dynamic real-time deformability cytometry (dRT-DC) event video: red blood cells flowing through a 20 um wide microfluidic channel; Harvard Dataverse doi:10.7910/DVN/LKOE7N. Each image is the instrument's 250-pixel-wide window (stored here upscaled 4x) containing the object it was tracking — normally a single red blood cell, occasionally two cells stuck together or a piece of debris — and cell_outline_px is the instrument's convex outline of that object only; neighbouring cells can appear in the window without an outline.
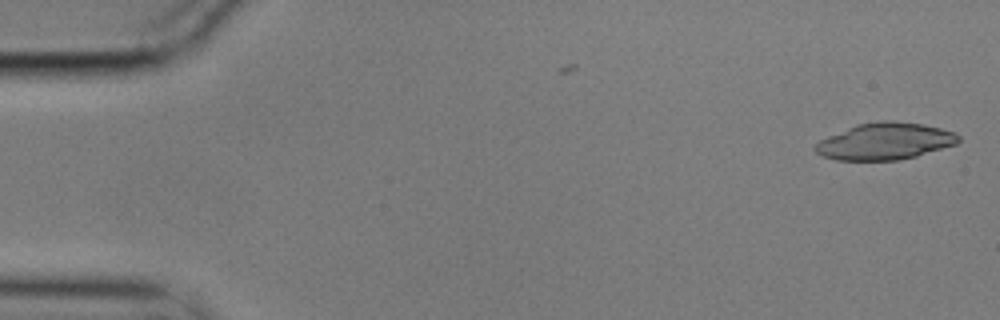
{"species": "common noctule bat (a hibernating species)", "species_latin": "Nyctalus noctula", "temperature_condition": "cold", "stored_images_in_passage": 8, "camera_frame_rate_fps": 3000, "um_per_image_px": 0.085, "animal": {"sex": "male", "body_mass_g": 17.9}, "frame": {"image": 1, "passage_image": 1, "time_ms": 0.0, "image_size_px": [1000, 320], "cell_outline_px": [[960, 140], [956, 144], [916, 156], [896, 160], [836, 160], [824, 156], [816, 152], [812, 148], [820, 140], [828, 136], [856, 124], [884, 120], [892, 120], [924, 124], [956, 132], [960, 136]], "centroid_in_image_um": [75.23, 12.0], "position_along_channel_um": 9.8, "area_um2": 30.69}}